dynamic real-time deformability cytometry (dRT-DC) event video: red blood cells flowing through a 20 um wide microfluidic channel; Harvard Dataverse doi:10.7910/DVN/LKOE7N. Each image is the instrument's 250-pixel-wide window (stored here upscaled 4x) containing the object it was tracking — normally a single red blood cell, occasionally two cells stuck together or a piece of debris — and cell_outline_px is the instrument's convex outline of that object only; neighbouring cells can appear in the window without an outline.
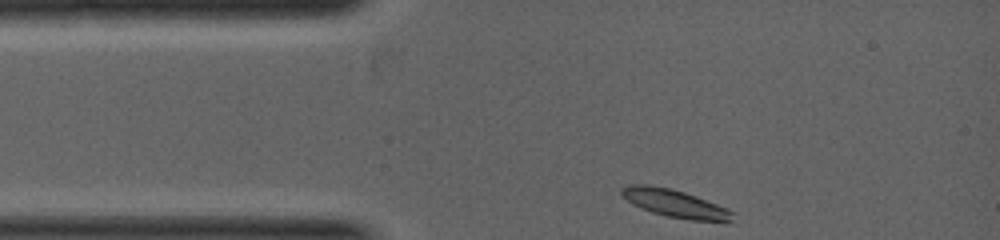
{"species": "common noctule bat (a hibernating species)", "species_latin": "Nyctalus noctula", "temperature_condition": "warm", "stored_images_in_passage": 28, "camera_frame_rate_fps": 5000, "um_per_image_px": 0.085, "animal": {"sex": "female", "body_mass_g": 19.0, "forearm_length_mm": 53.3}, "frame": {"image": 1, "passage_image": 1, "time_ms": 0.0, "image_size_px": [1000, 240], "cell_outline_px": [[736, 212], [732, 220], [724, 224], [688, 220], [668, 216], [652, 212], [640, 208], [632, 204], [620, 192], [620, 188], [628, 184], [648, 184], [672, 188], [684, 192], [716, 204]], "centroid_in_image_um": [57.43, 17.32], "position_along_channel_um": 27.6, "area_um2": 18.44}}
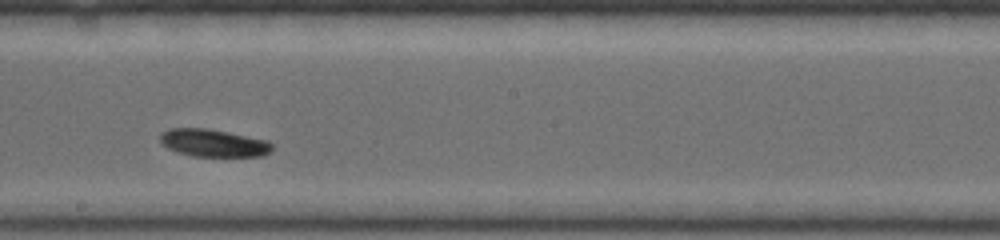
{"frame": {"image": 2, "passage_image": 16, "time_ms": 3.0, "image_size_px": [1000, 240], "cell_outline_px": [[272, 148], [264, 156], [192, 156], [176, 152], [168, 148], [160, 140], [160, 136], [164, 132], [172, 128], [208, 128], [268, 140], [272, 144]], "centroid_in_image_um": [18.16, 12.15], "position_along_channel_um": 230.0, "area_um2": 17.86}}
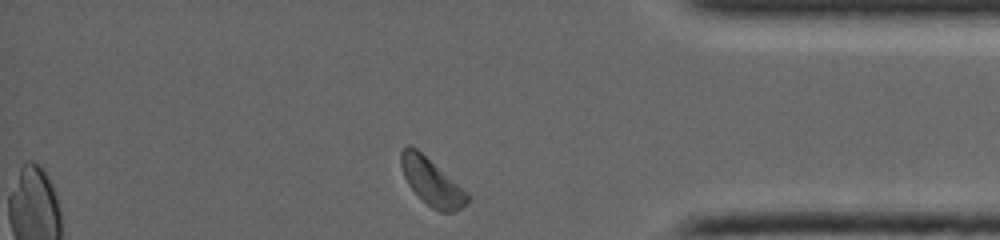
{"frame": {"image": 3, "passage_image": 28, "time_ms": 5.4, "image_size_px": [1000, 240], "cell_outline_px": [[472, 196], [468, 204], [452, 212], [440, 212], [432, 208], [408, 184], [404, 176], [400, 164], [400, 152], [408, 144], [416, 148], [468, 192]], "centroid_in_image_um": [36.72, 15.46], "position_along_channel_um": 398.5, "area_um2": 17.98}}